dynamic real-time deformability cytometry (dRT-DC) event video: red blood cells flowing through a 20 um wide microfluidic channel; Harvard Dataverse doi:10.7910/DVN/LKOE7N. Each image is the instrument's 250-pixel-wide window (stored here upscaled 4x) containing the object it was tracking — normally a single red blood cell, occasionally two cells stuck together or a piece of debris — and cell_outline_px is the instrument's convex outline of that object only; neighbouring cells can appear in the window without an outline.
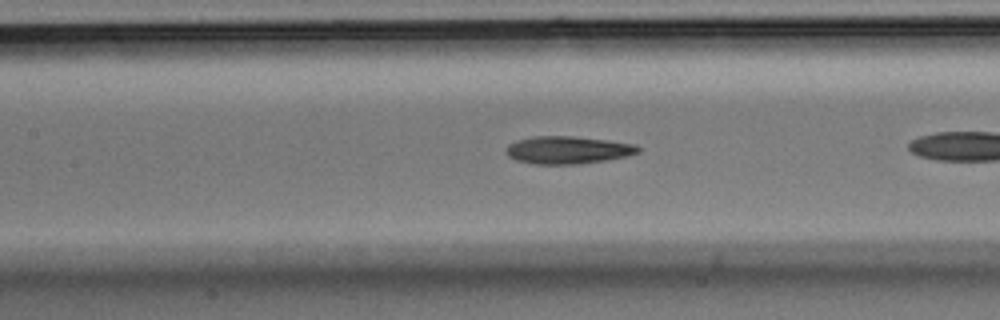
{"species": "Egyptian fruit bat (a non-hibernating species)", "species_latin": "Rousettus aegyptiacus", "temperature_condition": "room temperature", "stored_images_in_passage": 24, "camera_frame_rate_fps": 3000, "um_per_image_px": 0.085, "animal": {"sex": "male"}, "frame": {"image": 1, "passage_image": 8, "time_ms": 2.333, "image_size_px": [1000, 320], "cell_outline_px": [[640, 152], [624, 156], [604, 160], [576, 164], [536, 164], [516, 160], [508, 156], [504, 148], [508, 144], [516, 140], [532, 136], [572, 136], [636, 144], [640, 148]], "centroid_in_image_um": [48.2, 12.74], "position_along_channel_um": 159.2, "area_um2": 21.1}}
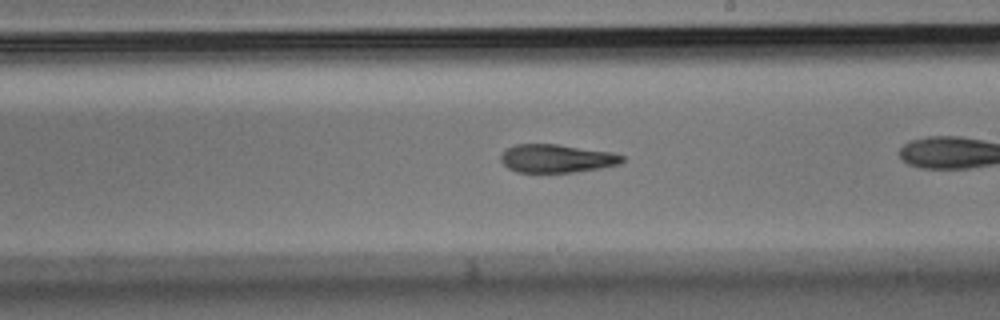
{"frame": {"image": 2, "passage_image": 14, "time_ms": 4.333, "image_size_px": [1000, 320], "cell_outline_px": [[624, 160], [620, 164], [600, 168], [576, 172], [516, 172], [508, 168], [500, 160], [500, 156], [508, 148], [516, 144], [556, 144], [612, 152], [624, 156]], "centroid_in_image_um": [47.33, 13.47], "position_along_channel_um": 241.7, "area_um2": 19.94}}
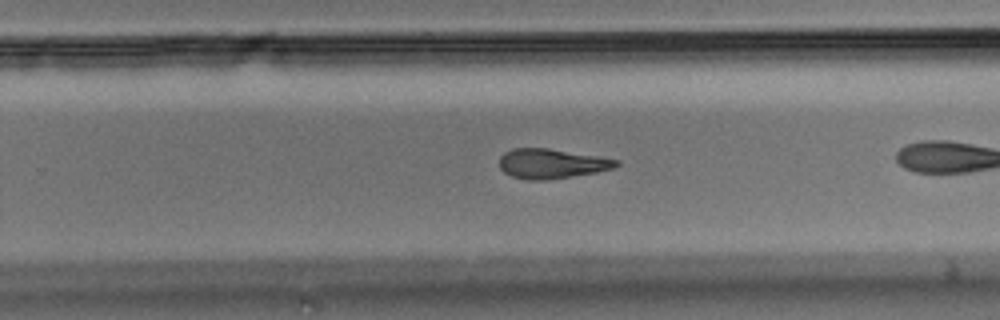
{"frame": {"image": 3, "passage_image": 17, "time_ms": 5.333, "image_size_px": [1000, 320], "cell_outline_px": [[620, 164], [612, 168], [596, 172], [544, 180], [528, 180], [512, 176], [504, 172], [500, 168], [500, 156], [504, 152], [512, 148], [548, 148], [620, 160]], "centroid_in_image_um": [46.85, 13.9], "position_along_channel_um": 282.9, "area_um2": 20.0}}